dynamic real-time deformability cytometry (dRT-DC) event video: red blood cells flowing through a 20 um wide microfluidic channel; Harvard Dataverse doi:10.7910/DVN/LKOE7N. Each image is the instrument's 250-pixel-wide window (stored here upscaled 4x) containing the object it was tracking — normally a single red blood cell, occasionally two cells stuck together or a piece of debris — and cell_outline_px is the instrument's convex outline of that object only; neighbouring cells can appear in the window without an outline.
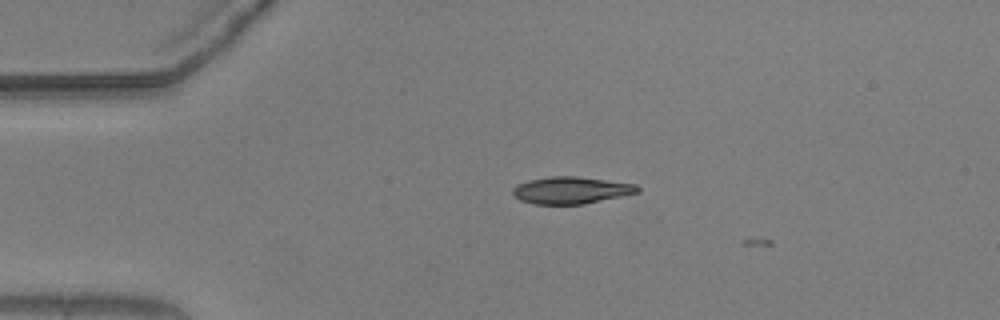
{"species": "common noctule bat (a hibernating species)", "species_latin": "Nyctalus noctula", "temperature_condition": "warm", "stored_images_in_passage": 2, "camera_frame_rate_fps": 3000, "um_per_image_px": 0.085, "animal": {"sex": "male", "body_mass_g": 20.5, "forearm_length_mm": 52.5}, "frame": {"image": 1, "passage_image": 1, "time_ms": 0.0, "image_size_px": [1000, 320], "cell_outline_px": [[640, 192], [584, 204], [536, 204], [520, 200], [512, 196], [512, 188], [516, 184], [528, 180], [552, 176], [576, 176], [636, 184], [640, 188]], "centroid_in_image_um": [48.51, 16.17], "position_along_channel_um": 36.5, "area_um2": 19.71}}